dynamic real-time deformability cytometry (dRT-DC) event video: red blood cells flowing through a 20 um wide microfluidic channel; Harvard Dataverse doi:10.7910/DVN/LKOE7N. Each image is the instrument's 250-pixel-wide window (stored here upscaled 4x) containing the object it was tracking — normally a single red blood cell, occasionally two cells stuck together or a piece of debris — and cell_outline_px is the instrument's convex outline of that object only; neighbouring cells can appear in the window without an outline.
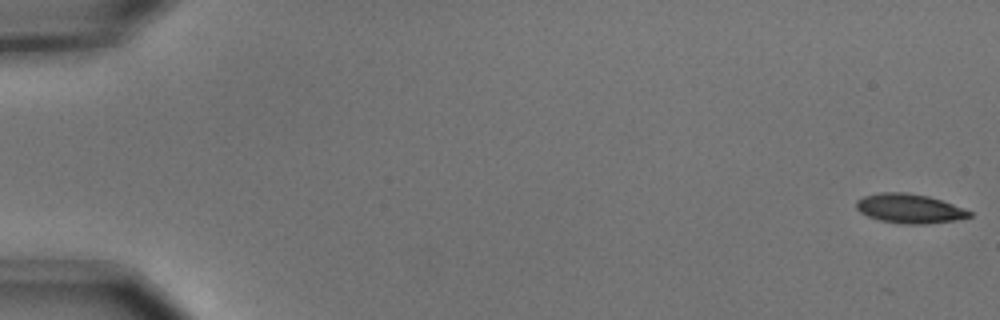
{"species": "common noctule bat (a hibernating species)", "species_latin": "Nyctalus noctula", "temperature_condition": "cold", "stored_images_in_passage": 6, "camera_frame_rate_fps": 3000, "um_per_image_px": 0.085, "animal": {"sex": "male", "body_mass_g": 15.6}, "frame": {"image": 1, "passage_image": 1, "time_ms": 0.0, "image_size_px": [1000, 320], "cell_outline_px": [[972, 216], [956, 220], [928, 224], [904, 224], [880, 220], [868, 216], [860, 212], [856, 208], [856, 200], [864, 196], [880, 192], [904, 192], [928, 196], [964, 208], [972, 212]], "centroid_in_image_um": [77.3, 17.73], "position_along_channel_um": 7.7, "area_um2": 19.31}}
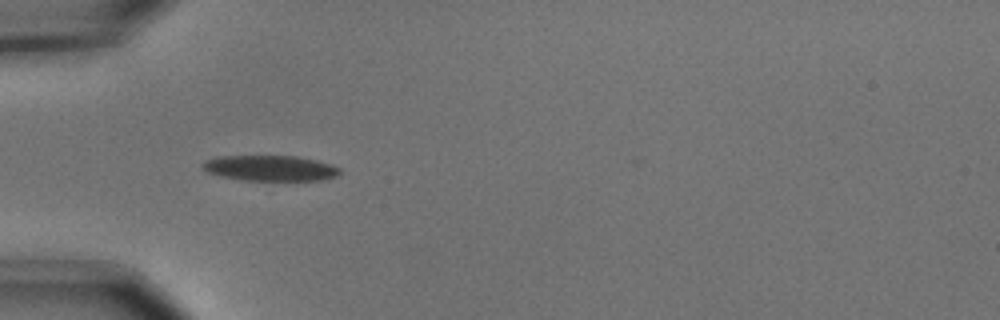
{"frame": {"image": 2, "passage_image": 5, "time_ms": 1.333, "image_size_px": [1000, 320], "cell_outline_px": [[340, 172], [336, 176], [320, 180], [240, 180], [220, 176], [208, 172], [200, 168], [200, 164], [204, 160], [216, 156], [296, 156], [316, 160], [340, 168]], "centroid_in_image_um": [22.88, 14.29], "position_along_channel_um": 62.1, "area_um2": 20.46}}
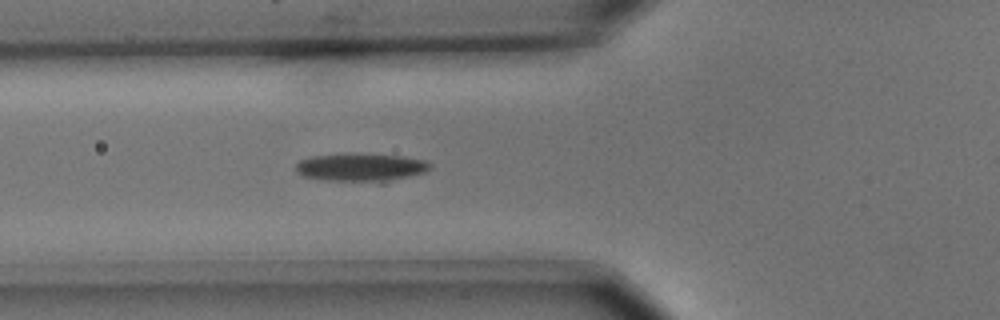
{"frame": {"image": 3, "passage_image": 6, "time_ms": 1.667, "image_size_px": [1000, 320], "cell_outline_px": [[432, 168], [424, 172], [384, 184], [380, 184], [320, 180], [304, 176], [296, 172], [296, 164], [300, 160], [312, 156], [340, 152], [360, 152], [404, 156], [428, 160], [432, 164]], "centroid_in_image_um": [30.72, 14.23], "position_along_channel_um": 95.1, "area_um2": 23.58}}